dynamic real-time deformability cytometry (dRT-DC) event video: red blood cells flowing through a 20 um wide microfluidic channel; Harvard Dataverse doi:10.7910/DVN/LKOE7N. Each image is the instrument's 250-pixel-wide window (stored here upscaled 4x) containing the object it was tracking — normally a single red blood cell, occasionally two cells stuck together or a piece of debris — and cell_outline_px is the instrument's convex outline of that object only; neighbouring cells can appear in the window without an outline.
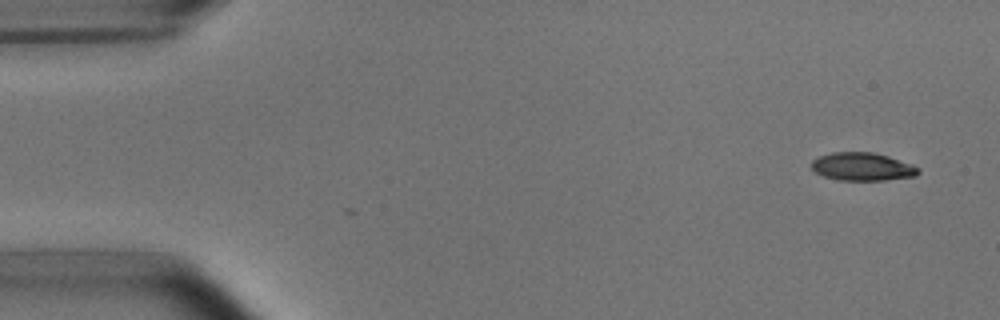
{"species": "common noctule bat (a hibernating species)", "species_latin": "Nyctalus noctula", "temperature_condition": "room temperature", "stored_images_in_passage": 14, "camera_frame_rate_fps": 3000, "um_per_image_px": 0.085, "animal": {"sex": "male", "body_mass_g": 15.6}, "frame": {"image": 1, "passage_image": 1, "time_ms": 0.0, "image_size_px": [1000, 320], "cell_outline_px": [[920, 172], [916, 176], [884, 180], [840, 180], [824, 176], [816, 172], [812, 168], [812, 160], [820, 156], [832, 152], [872, 152], [888, 156], [912, 164], [920, 168]], "centroid_in_image_um": [73.33, 14.16], "position_along_channel_um": 11.7, "area_um2": 17.4}}
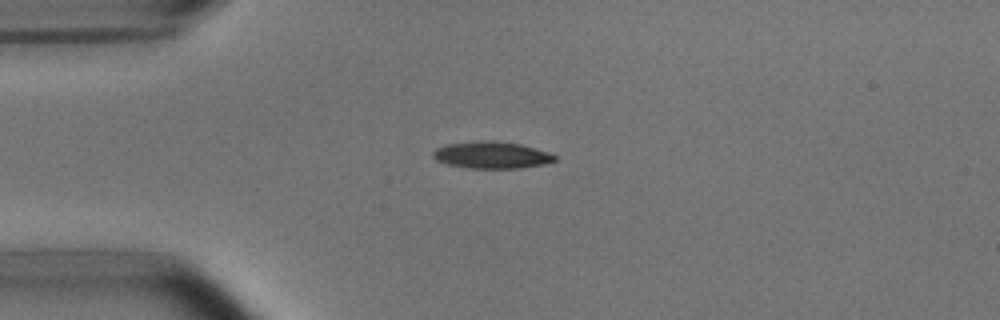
{"frame": {"image": 2, "passage_image": 11, "time_ms": 3.333, "image_size_px": [1000, 320], "cell_outline_px": [[556, 160], [540, 164], [520, 168], [468, 168], [448, 164], [436, 160], [432, 156], [432, 152], [436, 148], [448, 144], [480, 140], [488, 140], [520, 144], [536, 148], [548, 152], [556, 156]], "centroid_in_image_um": [41.75, 13.17], "position_along_channel_um": 43.2, "area_um2": 18.9}}